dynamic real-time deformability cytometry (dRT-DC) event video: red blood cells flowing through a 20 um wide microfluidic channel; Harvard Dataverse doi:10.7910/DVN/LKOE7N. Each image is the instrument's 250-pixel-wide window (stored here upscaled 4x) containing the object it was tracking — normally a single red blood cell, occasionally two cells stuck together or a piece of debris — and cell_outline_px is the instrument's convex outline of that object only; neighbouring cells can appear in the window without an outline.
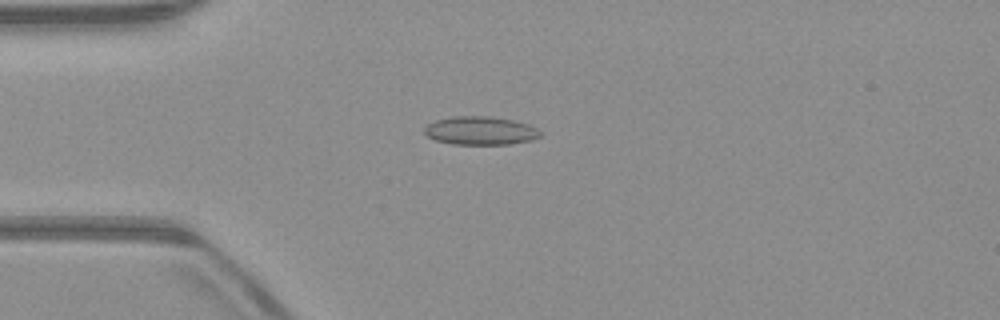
{"species": "common noctule bat (a hibernating species)", "species_latin": "Nyctalus noctula", "temperature_condition": "warm", "stored_images_in_passage": 34, "camera_frame_rate_fps": 3000, "um_per_image_px": 0.085, "animal": {"sex": "male", "body_mass_g": 23.1, "forearm_length_mm": 52.7}, "frame": {"image": 1, "passage_image": 2, "time_ms": 0.333, "image_size_px": [1000, 320], "cell_outline_px": [[544, 132], [540, 136], [532, 140], [508, 144], [452, 144], [436, 140], [428, 136], [424, 132], [424, 128], [428, 124], [436, 120], [452, 116], [488, 116], [512, 120], [528, 124]], "centroid_in_image_um": [40.85, 11.1], "position_along_channel_um": 44.1, "area_um2": 19.13}}
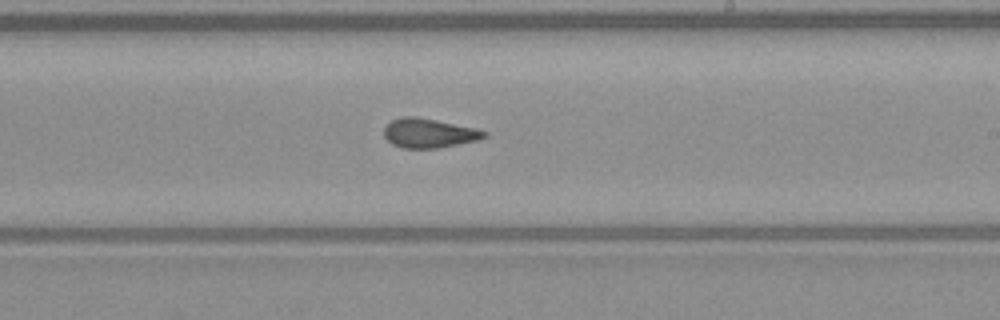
{"frame": {"image": 2, "passage_image": 19, "time_ms": 6.0, "image_size_px": [1000, 320], "cell_outline_px": [[488, 136], [480, 140], [436, 148], [400, 148], [392, 144], [384, 136], [384, 128], [392, 120], [404, 116], [416, 116], [476, 128], [488, 132]], "centroid_in_image_um": [36.48, 11.32], "position_along_channel_um": 252.5, "area_um2": 17.17}}
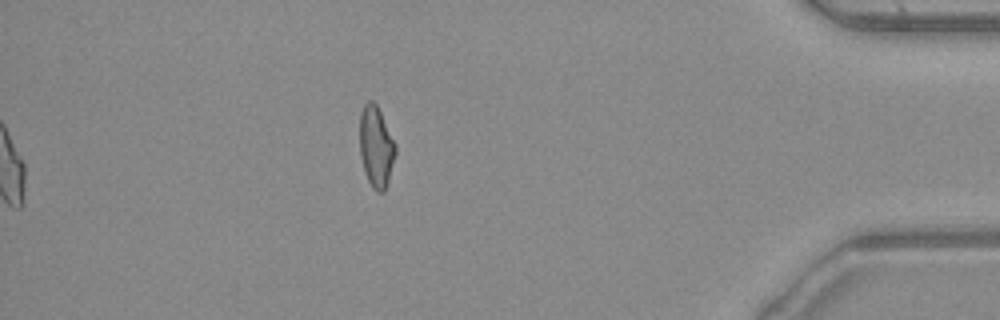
{"frame": {"image": 3, "passage_image": 34, "time_ms": 11.0, "image_size_px": [1000, 320], "cell_outline_px": [[396, 152], [388, 180], [384, 192], [376, 192], [372, 188], [368, 180], [360, 156], [360, 112], [364, 104], [368, 100], [372, 100], [376, 104], [396, 144]], "centroid_in_image_um": [31.96, 12.46], "position_along_channel_um": 403.2, "area_um2": 16.76}, "authors_computed_cell_mechanics": {"area_um2": 17.5423, "velocity_mm_per_s": 3.9926, "shape_relaxation_time_tau1_ms": 5.6654, "shape_relaxation_time_tau2_ms": 1.3655, "deformation_change_tau1": 0.1509, "deformation_change_tau2": 0.0918}}